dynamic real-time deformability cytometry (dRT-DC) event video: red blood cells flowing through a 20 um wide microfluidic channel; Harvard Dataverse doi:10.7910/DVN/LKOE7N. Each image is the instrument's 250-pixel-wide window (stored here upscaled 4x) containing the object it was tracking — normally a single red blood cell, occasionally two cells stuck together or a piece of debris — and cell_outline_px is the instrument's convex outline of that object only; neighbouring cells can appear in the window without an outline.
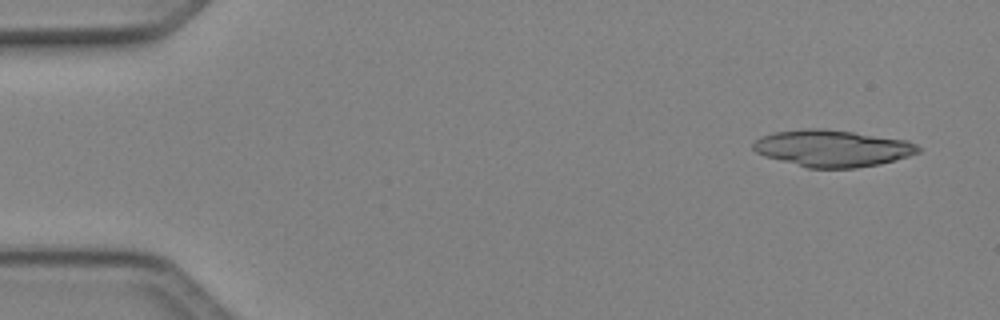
{"species": "Egyptian fruit bat (a non-hibernating species)", "species_latin": "Rousettus aegyptiacus", "temperature_condition": "cold", "stored_images_in_passage": 19, "camera_frame_rate_fps": 3000, "um_per_image_px": 0.085, "animal": {"sex": "female"}, "frame": {"image": 1, "passage_image": 3, "time_ms": 0.667, "image_size_px": [1000, 320], "cell_outline_px": [[920, 152], [908, 156], [880, 164], [856, 168], [808, 168], [764, 156], [756, 152], [752, 148], [752, 144], [760, 136], [772, 132], [804, 128], [820, 128], [852, 132], [908, 140], [916, 144], [920, 148]], "centroid_in_image_um": [70.73, 12.6], "position_along_channel_um": 14.3, "area_um2": 35.43}}
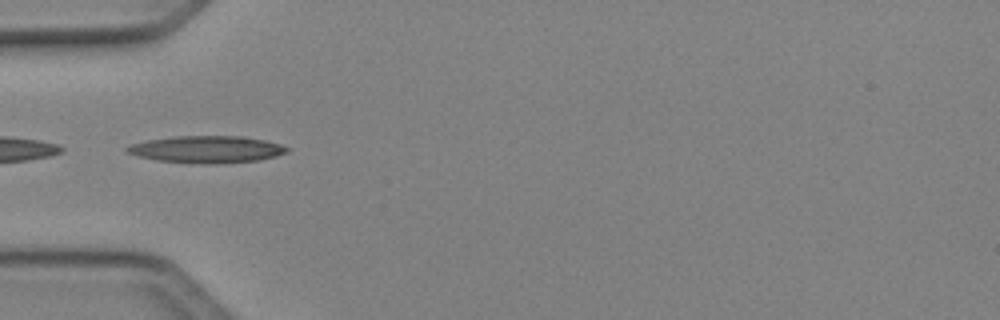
{"frame": {"image": 2, "passage_image": 16, "time_ms": 5.0, "image_size_px": [1000, 320], "cell_outline_px": [[288, 152], [276, 156], [260, 160], [216, 164], [200, 164], [156, 160], [140, 156], [128, 152], [124, 148], [132, 144], [148, 140], [176, 136], [240, 136], [264, 140], [280, 144], [288, 148]], "centroid_in_image_um": [17.6, 12.7], "position_along_channel_um": 67.4, "area_um2": 25.09}}